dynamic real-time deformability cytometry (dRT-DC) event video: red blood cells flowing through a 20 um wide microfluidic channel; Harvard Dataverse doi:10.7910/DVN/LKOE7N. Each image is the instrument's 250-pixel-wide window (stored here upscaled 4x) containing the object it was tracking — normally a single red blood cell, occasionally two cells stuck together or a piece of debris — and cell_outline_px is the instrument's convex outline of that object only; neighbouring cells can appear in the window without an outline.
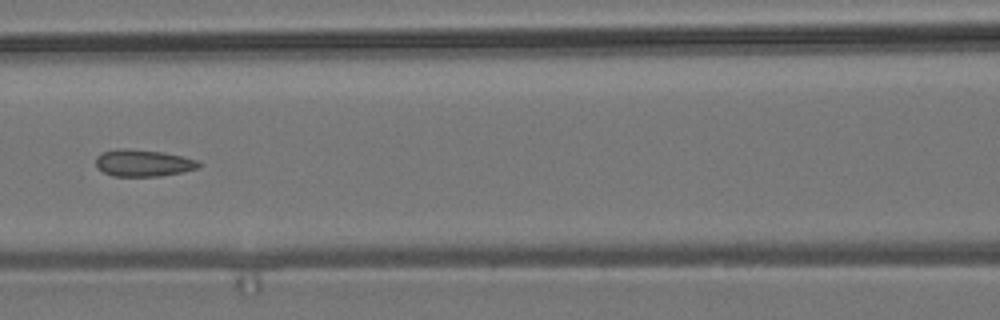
{"species": "common noctule bat (a hibernating species)", "species_latin": "Nyctalus noctula", "temperature_condition": "room temperature", "stored_images_in_passage": 6, "camera_frame_rate_fps": 3000, "um_per_image_px": 0.085, "animal": {"sex": "male", "body_mass_g": 19.2, "forearm_length_mm": 51.8}, "frame": {"image": 1, "passage_image": 5, "time_ms": 7.0, "image_size_px": [1000, 320], "cell_outline_px": [[200, 168], [160, 176], [112, 176], [96, 168], [96, 156], [104, 152], [116, 148], [124, 148], [164, 152], [196, 160], [200, 164]], "centroid_in_image_um": [12.13, 13.85], "position_along_channel_um": 154.5, "area_um2": 16.07}}
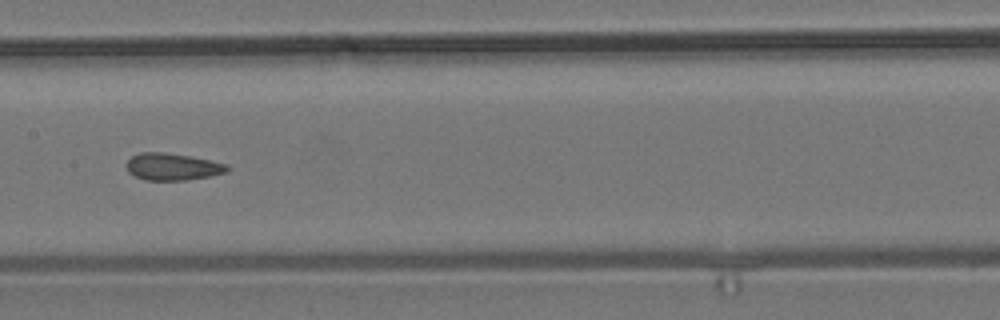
{"frame": {"image": 2, "passage_image": 6, "time_ms": 8.0, "image_size_px": [1000, 320], "cell_outline_px": [[232, 168], [228, 172], [208, 176], [184, 180], [144, 180], [128, 172], [124, 164], [132, 156], [140, 152], [164, 152], [188, 156], [228, 164]], "centroid_in_image_um": [14.65, 14.17], "position_along_channel_um": 192.8, "area_um2": 15.9}}